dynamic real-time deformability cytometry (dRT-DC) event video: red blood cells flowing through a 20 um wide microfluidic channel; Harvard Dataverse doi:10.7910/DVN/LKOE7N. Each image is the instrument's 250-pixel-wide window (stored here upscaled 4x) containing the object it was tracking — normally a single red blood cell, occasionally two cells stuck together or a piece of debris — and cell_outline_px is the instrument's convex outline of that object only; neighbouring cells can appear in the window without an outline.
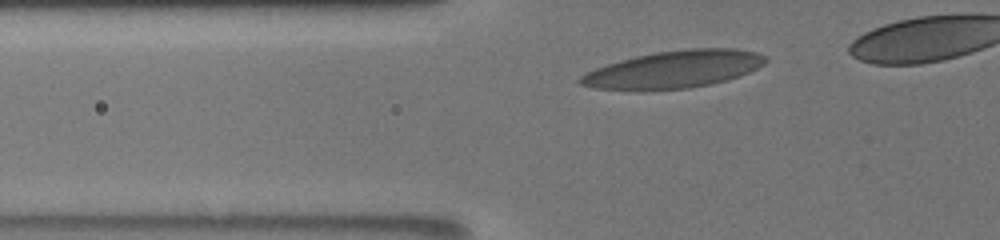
{"species": "human", "species_latin": "Homo sapiens", "temperature_condition": "room temperature", "stored_images_in_passage": 32, "camera_frame_rate_fps": 3000, "um_per_image_px": 0.085, "donor": {"sex": "male"}, "frame": {"image": 1, "passage_image": 3, "time_ms": 0.667, "image_size_px": [1000, 240], "cell_outline_px": [[768, 60], [764, 64], [748, 72], [712, 84], [688, 88], [592, 88], [580, 84], [576, 80], [580, 76], [596, 68], [620, 60], [636, 56], [656, 52], [688, 48], [732, 48], [756, 52], [764, 56]], "centroid_in_image_um": [57.3, 5.86], "position_along_channel_um": 68.5, "area_um2": 39.25}}
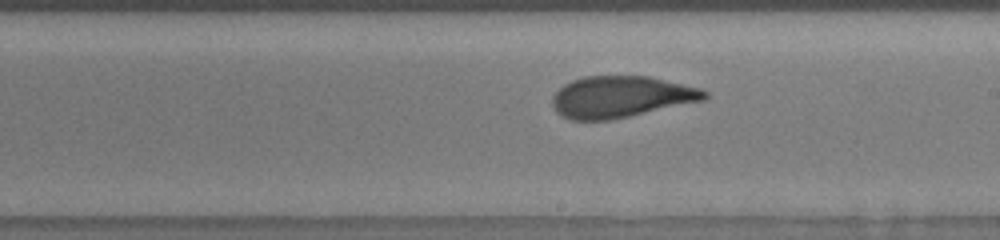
{"frame": {"image": 2, "passage_image": 16, "time_ms": 5.333, "image_size_px": [1000, 240], "cell_outline_px": [[708, 96], [704, 100], [628, 116], [608, 120], [572, 120], [560, 116], [556, 112], [552, 104], [552, 96], [564, 84], [572, 80], [584, 76], [648, 76], [700, 88], [708, 92]], "centroid_in_image_um": [52.74, 8.23], "position_along_channel_um": 236.3, "area_um2": 36.59}}
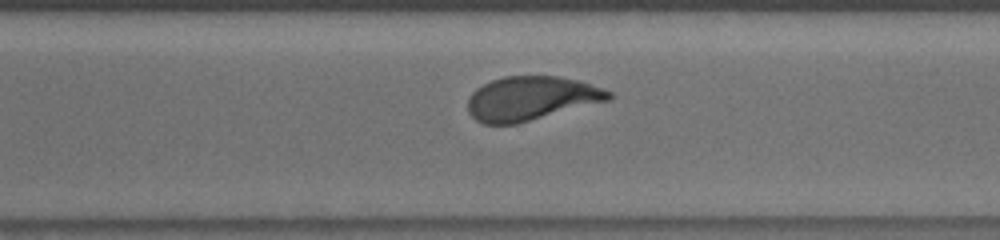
{"frame": {"image": 3, "passage_image": 23, "time_ms": 7.667, "image_size_px": [1000, 240], "cell_outline_px": [[612, 96], [608, 100], [516, 124], [484, 124], [476, 120], [468, 112], [468, 100], [472, 92], [476, 88], [492, 80], [504, 76], [560, 76], [580, 80], [604, 88], [612, 92]], "centroid_in_image_um": [45.14, 8.35], "position_along_channel_um": 325.5, "area_um2": 36.07}}